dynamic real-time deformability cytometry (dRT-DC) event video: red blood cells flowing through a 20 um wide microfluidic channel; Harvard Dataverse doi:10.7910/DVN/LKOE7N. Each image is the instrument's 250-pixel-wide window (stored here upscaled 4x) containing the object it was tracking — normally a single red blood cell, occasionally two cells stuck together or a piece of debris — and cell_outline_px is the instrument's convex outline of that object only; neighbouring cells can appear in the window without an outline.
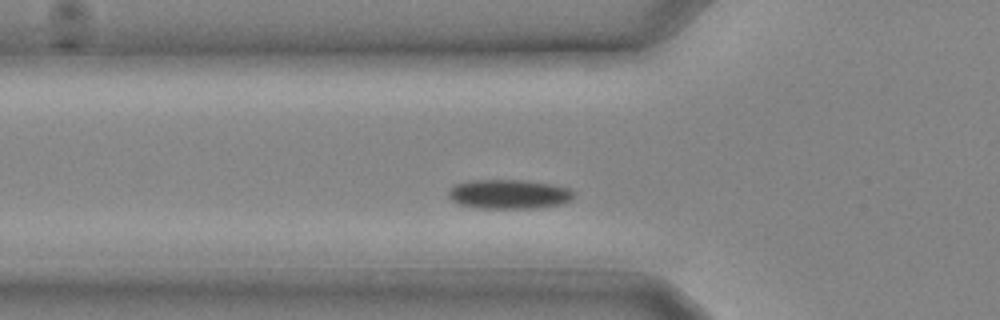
{"species": "common noctule bat (a hibernating species)", "species_latin": "Nyctalus noctula", "temperature_condition": "cold", "stored_images_in_passage": 9, "camera_frame_rate_fps": 3000, "um_per_image_px": 0.085, "animal": {"sex": "male", "body_mass_g": 20.4}, "frame": {"image": 1, "passage_image": 3, "time_ms": 0.667, "image_size_px": [1000, 320], "cell_outline_px": [[572, 200], [564, 204], [532, 208], [480, 208], [460, 204], [452, 200], [448, 196], [448, 192], [456, 184], [472, 180], [524, 180], [552, 184], [568, 188], [572, 192]], "centroid_in_image_um": [43.27, 16.5], "position_along_channel_um": 82.5, "area_um2": 21.27}}
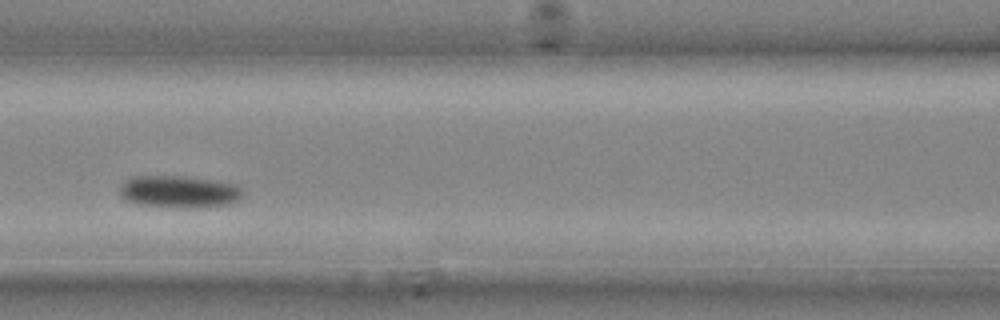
{"frame": {"image": 2, "passage_image": 6, "time_ms": 1.667, "image_size_px": [1000, 320], "cell_outline_px": [[240, 196], [236, 200], [228, 204], [204, 208], [176, 208], [136, 204], [120, 196], [120, 184], [124, 180], [132, 176], [184, 176], [216, 180], [236, 184], [240, 188]], "centroid_in_image_um": [15.17, 16.29], "position_along_channel_um": 151.4, "area_um2": 23.35}}
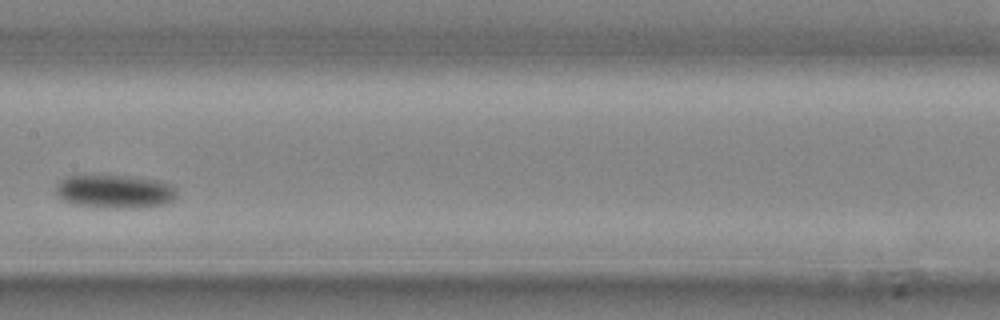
{"frame": {"image": 3, "passage_image": 8, "time_ms": 2.333, "image_size_px": [1000, 320], "cell_outline_px": [[176, 196], [172, 200], [164, 204], [140, 208], [100, 208], [72, 204], [64, 200], [56, 192], [56, 184], [64, 176], [128, 176], [160, 180], [172, 184], [176, 192]], "centroid_in_image_um": [9.76, 16.28], "position_along_channel_um": 197.6, "area_um2": 23.76}}